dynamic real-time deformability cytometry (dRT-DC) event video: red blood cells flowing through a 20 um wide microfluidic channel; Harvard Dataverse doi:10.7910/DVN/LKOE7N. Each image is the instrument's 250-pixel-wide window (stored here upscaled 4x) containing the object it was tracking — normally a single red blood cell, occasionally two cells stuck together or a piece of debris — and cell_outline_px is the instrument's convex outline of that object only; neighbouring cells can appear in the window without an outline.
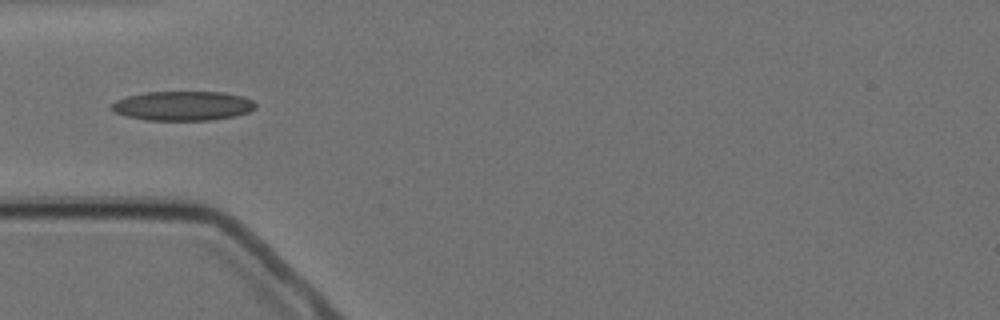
{"species": "Egyptian fruit bat (a non-hibernating species)", "species_latin": "Rousettus aegyptiacus", "temperature_condition": "cold", "stored_images_in_passage": 14, "camera_frame_rate_fps": 3000, "um_per_image_px": 0.085, "animal": {"sex": "female"}, "frame": {"image": 1, "passage_image": 4, "time_ms": 4.333, "image_size_px": [1000, 320], "cell_outline_px": [[256, 108], [248, 112], [236, 116], [212, 120], [148, 120], [124, 116], [112, 112], [108, 108], [116, 100], [128, 96], [144, 92], [224, 92], [244, 96], [252, 100], [256, 104]], "centroid_in_image_um": [15.52, 9.0], "position_along_channel_um": 69.5, "area_um2": 24.97}}
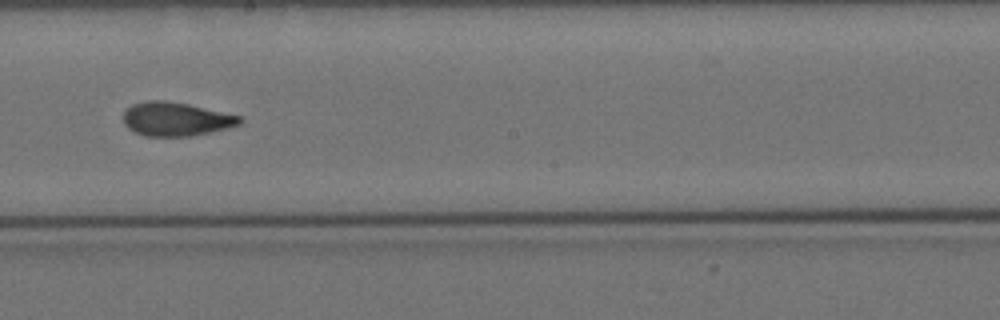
{"frame": {"image": 2, "passage_image": 8, "time_ms": 9.0, "image_size_px": [1000, 320], "cell_outline_px": [[244, 120], [240, 124], [228, 128], [188, 136], [144, 136], [128, 128], [124, 124], [124, 112], [132, 104], [148, 100], [164, 100], [188, 104], [244, 116]], "centroid_in_image_um": [14.99, 10.11], "position_along_channel_um": 233.2, "area_um2": 22.95}}
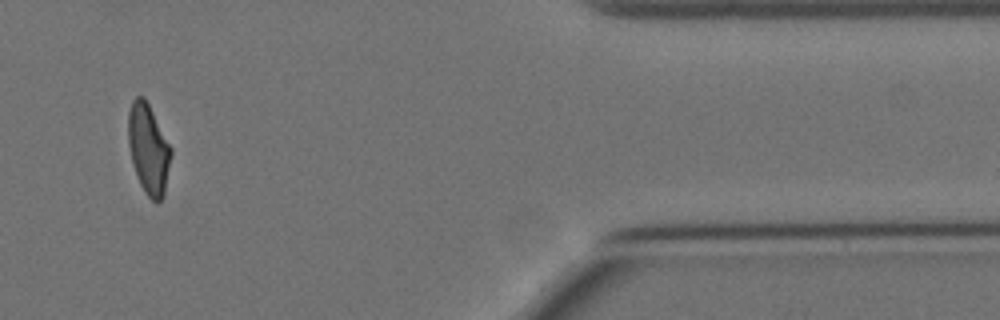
{"frame": {"image": 3, "passage_image": 13, "time_ms": 15.0, "image_size_px": [1000, 320], "cell_outline_px": [[172, 152], [164, 196], [156, 204], [144, 192], [140, 184], [132, 164], [128, 144], [128, 112], [132, 100], [136, 96], [144, 96], [172, 148]], "centroid_in_image_um": [12.61, 12.67], "position_along_channel_um": 398.8, "area_um2": 22.6}, "authors_computed_cell_mechanics": {"area_um2": 22.5998, "velocity_mm_per_s": 3.4692, "shape_relaxation_time_tau1_ms": 6.1493, "shape_relaxation_time_tau2_ms": 3.7591, "deformation_change_tau1": 0.1704, "deformation_change_tau2": 0.126}}